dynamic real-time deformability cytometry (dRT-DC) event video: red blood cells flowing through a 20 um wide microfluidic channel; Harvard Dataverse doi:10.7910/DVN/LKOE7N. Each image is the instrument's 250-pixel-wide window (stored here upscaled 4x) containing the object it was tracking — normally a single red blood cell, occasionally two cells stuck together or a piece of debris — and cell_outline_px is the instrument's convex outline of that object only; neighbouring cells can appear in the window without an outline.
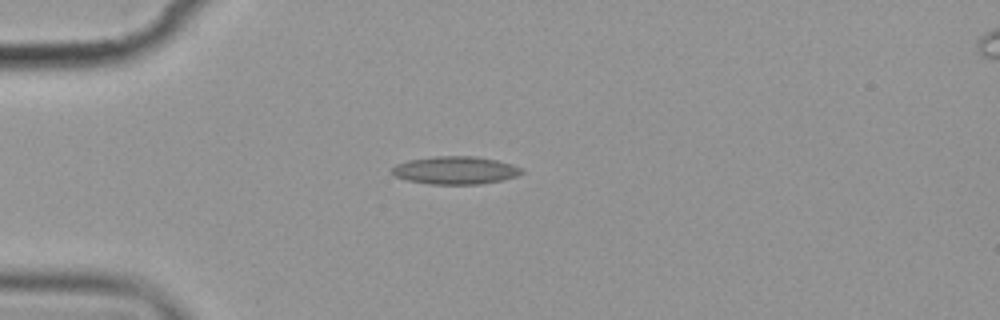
{"species": "common noctule bat (a hibernating species)", "species_latin": "Nyctalus noctula", "temperature_condition": "cold", "stored_images_in_passage": 2, "camera_frame_rate_fps": 3000, "um_per_image_px": 0.085, "animal": {"sex": "female", "body_mass_g": 19.9}, "frame": {"image": 1, "passage_image": 1, "time_ms": 0.0, "image_size_px": [1000, 320], "cell_outline_px": [[524, 172], [516, 176], [504, 180], [480, 184], [428, 184], [408, 180], [396, 176], [392, 172], [392, 168], [396, 164], [408, 160], [436, 156], [476, 156], [496, 160], [512, 164], [524, 168]], "centroid_in_image_um": [38.75, 14.47], "position_along_channel_um": 46.3, "area_um2": 21.1}}